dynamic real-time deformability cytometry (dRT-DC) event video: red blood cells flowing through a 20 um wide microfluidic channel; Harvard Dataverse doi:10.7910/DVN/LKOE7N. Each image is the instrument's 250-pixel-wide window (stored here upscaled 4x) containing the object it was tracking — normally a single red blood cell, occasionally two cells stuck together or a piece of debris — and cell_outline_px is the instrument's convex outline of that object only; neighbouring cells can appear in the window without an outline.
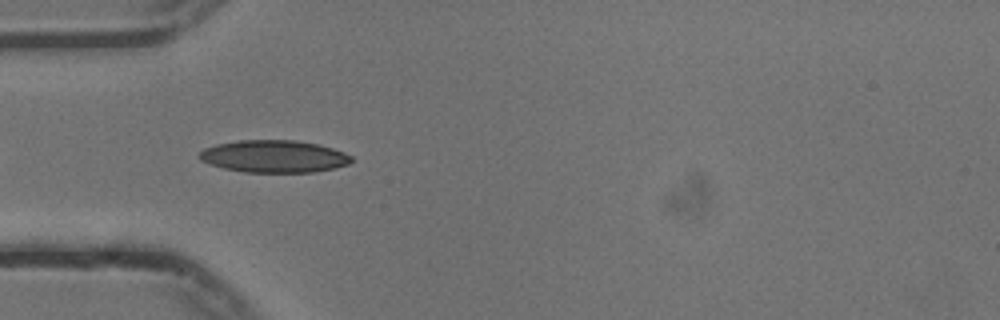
{"species": "common noctule bat (a hibernating species)", "species_latin": "Nyctalus noctula", "temperature_condition": "cold", "stored_images_in_passage": 40, "camera_frame_rate_fps": 3000, "um_per_image_px": 0.085, "animal": {"sex": "male", "body_mass_g": 13.3}, "frame": {"image": 1, "passage_image": 3, "time_ms": 0.667, "image_size_px": [1000, 320], "cell_outline_px": [[352, 160], [348, 164], [336, 168], [312, 172], [244, 172], [224, 168], [200, 160], [196, 156], [204, 148], [216, 144], [240, 140], [296, 140], [316, 144], [332, 148], [344, 152], [352, 156]], "centroid_in_image_um": [23.28, 13.29], "position_along_channel_um": 61.7, "area_um2": 28.61}}
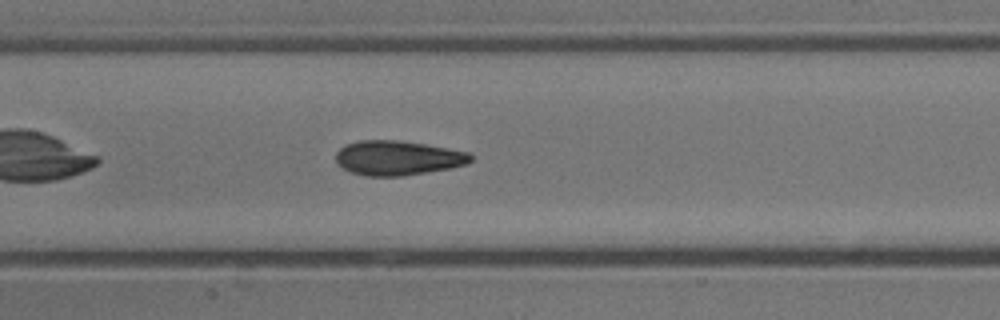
{"frame": {"image": 2, "passage_image": 12, "time_ms": 3.667, "image_size_px": [1000, 320], "cell_outline_px": [[472, 160], [464, 164], [448, 168], [404, 176], [364, 176], [352, 172], [336, 164], [336, 152], [344, 144], [360, 140], [396, 140], [424, 144], [448, 148], [468, 152], [472, 156]], "centroid_in_image_um": [33.75, 13.42], "position_along_channel_um": 173.6, "area_um2": 27.05}}
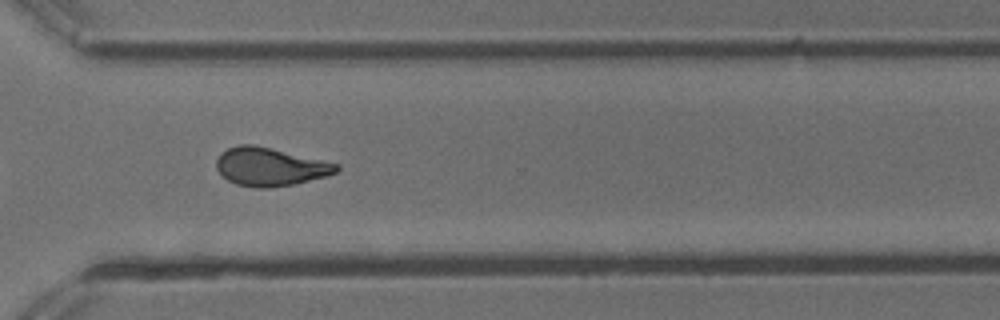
{"frame": {"image": 3, "passage_image": 26, "time_ms": 8.333, "image_size_px": [1000, 320], "cell_outline_px": [[340, 168], [336, 172], [324, 176], [292, 184], [268, 188], [256, 188], [236, 184], [228, 180], [216, 168], [216, 160], [220, 152], [228, 148], [240, 144], [252, 144], [340, 164]], "centroid_in_image_um": [22.92, 14.17], "position_along_channel_um": 347.7, "area_um2": 26.41}, "authors_computed_cell_mechanics": {"area_um2": 27.0504, "velocity_mm_per_s": 3.7416, "shape_relaxation_time_tau1_ms": 6.2126, "shape_relaxation_time_tau2_ms": 1.9228, "deformation_change_tau1": 0.1519, "deformation_change_tau2": 0.0885}}